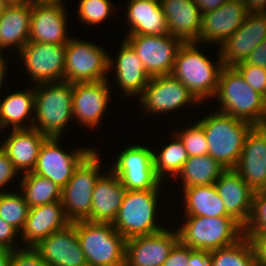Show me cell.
<instances>
[{
  "mask_svg": "<svg viewBox=\"0 0 266 266\" xmlns=\"http://www.w3.org/2000/svg\"><path fill=\"white\" fill-rule=\"evenodd\" d=\"M234 170L254 192L266 190V134L258 126L247 134Z\"/></svg>",
  "mask_w": 266,
  "mask_h": 266,
  "instance_id": "cell-22",
  "label": "cell"
},
{
  "mask_svg": "<svg viewBox=\"0 0 266 266\" xmlns=\"http://www.w3.org/2000/svg\"><path fill=\"white\" fill-rule=\"evenodd\" d=\"M177 228L179 240L192 249L212 251L244 236V227L231 216H184Z\"/></svg>",
  "mask_w": 266,
  "mask_h": 266,
  "instance_id": "cell-6",
  "label": "cell"
},
{
  "mask_svg": "<svg viewBox=\"0 0 266 266\" xmlns=\"http://www.w3.org/2000/svg\"><path fill=\"white\" fill-rule=\"evenodd\" d=\"M61 140L62 138L48 137L44 141L32 172L50 179L63 188L72 177L74 170L95 148L80 147L66 151L61 147Z\"/></svg>",
  "mask_w": 266,
  "mask_h": 266,
  "instance_id": "cell-13",
  "label": "cell"
},
{
  "mask_svg": "<svg viewBox=\"0 0 266 266\" xmlns=\"http://www.w3.org/2000/svg\"><path fill=\"white\" fill-rule=\"evenodd\" d=\"M169 34L183 43H199L202 14L194 0H160Z\"/></svg>",
  "mask_w": 266,
  "mask_h": 266,
  "instance_id": "cell-25",
  "label": "cell"
},
{
  "mask_svg": "<svg viewBox=\"0 0 266 266\" xmlns=\"http://www.w3.org/2000/svg\"><path fill=\"white\" fill-rule=\"evenodd\" d=\"M109 168L119 177L126 190L161 189L164 182L157 176L153 163V149L131 144L114 158Z\"/></svg>",
  "mask_w": 266,
  "mask_h": 266,
  "instance_id": "cell-10",
  "label": "cell"
},
{
  "mask_svg": "<svg viewBox=\"0 0 266 266\" xmlns=\"http://www.w3.org/2000/svg\"><path fill=\"white\" fill-rule=\"evenodd\" d=\"M88 266H124L126 239L112 223L73 222Z\"/></svg>",
  "mask_w": 266,
  "mask_h": 266,
  "instance_id": "cell-7",
  "label": "cell"
},
{
  "mask_svg": "<svg viewBox=\"0 0 266 266\" xmlns=\"http://www.w3.org/2000/svg\"><path fill=\"white\" fill-rule=\"evenodd\" d=\"M4 1L8 4H18V3L25 2L26 0H4Z\"/></svg>",
  "mask_w": 266,
  "mask_h": 266,
  "instance_id": "cell-54",
  "label": "cell"
},
{
  "mask_svg": "<svg viewBox=\"0 0 266 266\" xmlns=\"http://www.w3.org/2000/svg\"><path fill=\"white\" fill-rule=\"evenodd\" d=\"M186 126L188 127L177 129L175 133L183 142L189 157L208 154V142L203 128L196 121Z\"/></svg>",
  "mask_w": 266,
  "mask_h": 266,
  "instance_id": "cell-38",
  "label": "cell"
},
{
  "mask_svg": "<svg viewBox=\"0 0 266 266\" xmlns=\"http://www.w3.org/2000/svg\"><path fill=\"white\" fill-rule=\"evenodd\" d=\"M16 241H20V232L0 218V247L11 250L21 248Z\"/></svg>",
  "mask_w": 266,
  "mask_h": 266,
  "instance_id": "cell-44",
  "label": "cell"
},
{
  "mask_svg": "<svg viewBox=\"0 0 266 266\" xmlns=\"http://www.w3.org/2000/svg\"><path fill=\"white\" fill-rule=\"evenodd\" d=\"M191 266H211L209 251L191 248Z\"/></svg>",
  "mask_w": 266,
  "mask_h": 266,
  "instance_id": "cell-47",
  "label": "cell"
},
{
  "mask_svg": "<svg viewBox=\"0 0 266 266\" xmlns=\"http://www.w3.org/2000/svg\"><path fill=\"white\" fill-rule=\"evenodd\" d=\"M121 42L115 60L109 54L108 70L114 71L113 78L116 79L115 84L119 87L117 89L121 90V94H125L126 98L129 96L131 99L135 96L138 99L151 77L133 48L124 39Z\"/></svg>",
  "mask_w": 266,
  "mask_h": 266,
  "instance_id": "cell-21",
  "label": "cell"
},
{
  "mask_svg": "<svg viewBox=\"0 0 266 266\" xmlns=\"http://www.w3.org/2000/svg\"><path fill=\"white\" fill-rule=\"evenodd\" d=\"M204 130L208 155L224 168L234 169L238 163L245 139L254 127L248 121L214 110L196 121Z\"/></svg>",
  "mask_w": 266,
  "mask_h": 266,
  "instance_id": "cell-2",
  "label": "cell"
},
{
  "mask_svg": "<svg viewBox=\"0 0 266 266\" xmlns=\"http://www.w3.org/2000/svg\"><path fill=\"white\" fill-rule=\"evenodd\" d=\"M11 132V133H9ZM0 147L13 162L20 175L32 172L35 168L39 150L48 138L37 129H11Z\"/></svg>",
  "mask_w": 266,
  "mask_h": 266,
  "instance_id": "cell-27",
  "label": "cell"
},
{
  "mask_svg": "<svg viewBox=\"0 0 266 266\" xmlns=\"http://www.w3.org/2000/svg\"><path fill=\"white\" fill-rule=\"evenodd\" d=\"M245 82L266 99V68L242 62L235 66Z\"/></svg>",
  "mask_w": 266,
  "mask_h": 266,
  "instance_id": "cell-40",
  "label": "cell"
},
{
  "mask_svg": "<svg viewBox=\"0 0 266 266\" xmlns=\"http://www.w3.org/2000/svg\"><path fill=\"white\" fill-rule=\"evenodd\" d=\"M31 11L32 0L8 4L0 16V54L12 47L18 53L29 42Z\"/></svg>",
  "mask_w": 266,
  "mask_h": 266,
  "instance_id": "cell-28",
  "label": "cell"
},
{
  "mask_svg": "<svg viewBox=\"0 0 266 266\" xmlns=\"http://www.w3.org/2000/svg\"><path fill=\"white\" fill-rule=\"evenodd\" d=\"M108 169L95 184L92 207L86 221L113 223L123 202L126 189L119 177L110 168Z\"/></svg>",
  "mask_w": 266,
  "mask_h": 266,
  "instance_id": "cell-26",
  "label": "cell"
},
{
  "mask_svg": "<svg viewBox=\"0 0 266 266\" xmlns=\"http://www.w3.org/2000/svg\"><path fill=\"white\" fill-rule=\"evenodd\" d=\"M215 99L219 104L217 111L248 121L254 126L266 119V99L245 82L235 67L223 66Z\"/></svg>",
  "mask_w": 266,
  "mask_h": 266,
  "instance_id": "cell-4",
  "label": "cell"
},
{
  "mask_svg": "<svg viewBox=\"0 0 266 266\" xmlns=\"http://www.w3.org/2000/svg\"><path fill=\"white\" fill-rule=\"evenodd\" d=\"M211 266H256L250 239L244 235L237 242L209 251Z\"/></svg>",
  "mask_w": 266,
  "mask_h": 266,
  "instance_id": "cell-35",
  "label": "cell"
},
{
  "mask_svg": "<svg viewBox=\"0 0 266 266\" xmlns=\"http://www.w3.org/2000/svg\"><path fill=\"white\" fill-rule=\"evenodd\" d=\"M266 39V13H248L243 24L220 47L223 66L235 67Z\"/></svg>",
  "mask_w": 266,
  "mask_h": 266,
  "instance_id": "cell-18",
  "label": "cell"
},
{
  "mask_svg": "<svg viewBox=\"0 0 266 266\" xmlns=\"http://www.w3.org/2000/svg\"><path fill=\"white\" fill-rule=\"evenodd\" d=\"M29 207L21 192L9 190L0 193V218L19 232L24 228Z\"/></svg>",
  "mask_w": 266,
  "mask_h": 266,
  "instance_id": "cell-36",
  "label": "cell"
},
{
  "mask_svg": "<svg viewBox=\"0 0 266 266\" xmlns=\"http://www.w3.org/2000/svg\"><path fill=\"white\" fill-rule=\"evenodd\" d=\"M25 90L8 93L0 97V131L11 129H30L34 123L35 94L34 85ZM29 89V90H28ZM33 116V117H32ZM25 123V124H24Z\"/></svg>",
  "mask_w": 266,
  "mask_h": 266,
  "instance_id": "cell-30",
  "label": "cell"
},
{
  "mask_svg": "<svg viewBox=\"0 0 266 266\" xmlns=\"http://www.w3.org/2000/svg\"><path fill=\"white\" fill-rule=\"evenodd\" d=\"M173 133L170 135L172 141L163 146L159 150L160 152L153 150L155 172L161 180L168 175L170 178L172 176L175 178L181 171L184 162L189 158L183 142L175 131Z\"/></svg>",
  "mask_w": 266,
  "mask_h": 266,
  "instance_id": "cell-34",
  "label": "cell"
},
{
  "mask_svg": "<svg viewBox=\"0 0 266 266\" xmlns=\"http://www.w3.org/2000/svg\"><path fill=\"white\" fill-rule=\"evenodd\" d=\"M82 39L71 37L66 44L64 81L73 84L109 80V53L102 45Z\"/></svg>",
  "mask_w": 266,
  "mask_h": 266,
  "instance_id": "cell-9",
  "label": "cell"
},
{
  "mask_svg": "<svg viewBox=\"0 0 266 266\" xmlns=\"http://www.w3.org/2000/svg\"><path fill=\"white\" fill-rule=\"evenodd\" d=\"M65 4L32 0L29 42L67 44L68 14Z\"/></svg>",
  "mask_w": 266,
  "mask_h": 266,
  "instance_id": "cell-16",
  "label": "cell"
},
{
  "mask_svg": "<svg viewBox=\"0 0 266 266\" xmlns=\"http://www.w3.org/2000/svg\"><path fill=\"white\" fill-rule=\"evenodd\" d=\"M34 248L49 266H88L74 223L50 234Z\"/></svg>",
  "mask_w": 266,
  "mask_h": 266,
  "instance_id": "cell-20",
  "label": "cell"
},
{
  "mask_svg": "<svg viewBox=\"0 0 266 266\" xmlns=\"http://www.w3.org/2000/svg\"><path fill=\"white\" fill-rule=\"evenodd\" d=\"M99 153V150L94 149L74 170L72 177L62 188L61 203L71 223L85 220L90 215L95 184L106 171L103 170L104 164Z\"/></svg>",
  "mask_w": 266,
  "mask_h": 266,
  "instance_id": "cell-8",
  "label": "cell"
},
{
  "mask_svg": "<svg viewBox=\"0 0 266 266\" xmlns=\"http://www.w3.org/2000/svg\"><path fill=\"white\" fill-rule=\"evenodd\" d=\"M124 40L133 48L150 77L170 75L183 42L171 34L127 35Z\"/></svg>",
  "mask_w": 266,
  "mask_h": 266,
  "instance_id": "cell-14",
  "label": "cell"
},
{
  "mask_svg": "<svg viewBox=\"0 0 266 266\" xmlns=\"http://www.w3.org/2000/svg\"><path fill=\"white\" fill-rule=\"evenodd\" d=\"M42 2H47V3H60V4H65L64 0H39Z\"/></svg>",
  "mask_w": 266,
  "mask_h": 266,
  "instance_id": "cell-53",
  "label": "cell"
},
{
  "mask_svg": "<svg viewBox=\"0 0 266 266\" xmlns=\"http://www.w3.org/2000/svg\"><path fill=\"white\" fill-rule=\"evenodd\" d=\"M258 127L266 134V119Z\"/></svg>",
  "mask_w": 266,
  "mask_h": 266,
  "instance_id": "cell-55",
  "label": "cell"
},
{
  "mask_svg": "<svg viewBox=\"0 0 266 266\" xmlns=\"http://www.w3.org/2000/svg\"><path fill=\"white\" fill-rule=\"evenodd\" d=\"M244 234H266V190L254 192L252 211Z\"/></svg>",
  "mask_w": 266,
  "mask_h": 266,
  "instance_id": "cell-39",
  "label": "cell"
},
{
  "mask_svg": "<svg viewBox=\"0 0 266 266\" xmlns=\"http://www.w3.org/2000/svg\"><path fill=\"white\" fill-rule=\"evenodd\" d=\"M247 14L243 0H227L216 10L202 14L199 44L220 47L239 29Z\"/></svg>",
  "mask_w": 266,
  "mask_h": 266,
  "instance_id": "cell-19",
  "label": "cell"
},
{
  "mask_svg": "<svg viewBox=\"0 0 266 266\" xmlns=\"http://www.w3.org/2000/svg\"><path fill=\"white\" fill-rule=\"evenodd\" d=\"M33 85L64 81L66 44L28 42L16 54Z\"/></svg>",
  "mask_w": 266,
  "mask_h": 266,
  "instance_id": "cell-12",
  "label": "cell"
},
{
  "mask_svg": "<svg viewBox=\"0 0 266 266\" xmlns=\"http://www.w3.org/2000/svg\"><path fill=\"white\" fill-rule=\"evenodd\" d=\"M181 190L184 216H229L215 184L181 188Z\"/></svg>",
  "mask_w": 266,
  "mask_h": 266,
  "instance_id": "cell-31",
  "label": "cell"
},
{
  "mask_svg": "<svg viewBox=\"0 0 266 266\" xmlns=\"http://www.w3.org/2000/svg\"><path fill=\"white\" fill-rule=\"evenodd\" d=\"M10 266H49L34 247L13 250Z\"/></svg>",
  "mask_w": 266,
  "mask_h": 266,
  "instance_id": "cell-41",
  "label": "cell"
},
{
  "mask_svg": "<svg viewBox=\"0 0 266 266\" xmlns=\"http://www.w3.org/2000/svg\"><path fill=\"white\" fill-rule=\"evenodd\" d=\"M78 4L77 19L88 26L106 22L116 7L110 0H80Z\"/></svg>",
  "mask_w": 266,
  "mask_h": 266,
  "instance_id": "cell-37",
  "label": "cell"
},
{
  "mask_svg": "<svg viewBox=\"0 0 266 266\" xmlns=\"http://www.w3.org/2000/svg\"><path fill=\"white\" fill-rule=\"evenodd\" d=\"M20 173L15 169L13 162L9 159L7 154L0 147V193L7 192L6 188L13 181L15 176ZM4 189V190H1Z\"/></svg>",
  "mask_w": 266,
  "mask_h": 266,
  "instance_id": "cell-43",
  "label": "cell"
},
{
  "mask_svg": "<svg viewBox=\"0 0 266 266\" xmlns=\"http://www.w3.org/2000/svg\"><path fill=\"white\" fill-rule=\"evenodd\" d=\"M245 62L266 68V39L250 53Z\"/></svg>",
  "mask_w": 266,
  "mask_h": 266,
  "instance_id": "cell-46",
  "label": "cell"
},
{
  "mask_svg": "<svg viewBox=\"0 0 266 266\" xmlns=\"http://www.w3.org/2000/svg\"><path fill=\"white\" fill-rule=\"evenodd\" d=\"M126 6V7H124ZM123 8L126 10L127 35H163L168 34V23L160 0H129Z\"/></svg>",
  "mask_w": 266,
  "mask_h": 266,
  "instance_id": "cell-29",
  "label": "cell"
},
{
  "mask_svg": "<svg viewBox=\"0 0 266 266\" xmlns=\"http://www.w3.org/2000/svg\"><path fill=\"white\" fill-rule=\"evenodd\" d=\"M70 223L61 202L29 208L24 228L20 232V239L25 247H34L42 239Z\"/></svg>",
  "mask_w": 266,
  "mask_h": 266,
  "instance_id": "cell-24",
  "label": "cell"
},
{
  "mask_svg": "<svg viewBox=\"0 0 266 266\" xmlns=\"http://www.w3.org/2000/svg\"><path fill=\"white\" fill-rule=\"evenodd\" d=\"M13 250L0 247V266H10Z\"/></svg>",
  "mask_w": 266,
  "mask_h": 266,
  "instance_id": "cell-51",
  "label": "cell"
},
{
  "mask_svg": "<svg viewBox=\"0 0 266 266\" xmlns=\"http://www.w3.org/2000/svg\"><path fill=\"white\" fill-rule=\"evenodd\" d=\"M215 186L226 213L245 227L251 215L254 191L234 169H226Z\"/></svg>",
  "mask_w": 266,
  "mask_h": 266,
  "instance_id": "cell-23",
  "label": "cell"
},
{
  "mask_svg": "<svg viewBox=\"0 0 266 266\" xmlns=\"http://www.w3.org/2000/svg\"><path fill=\"white\" fill-rule=\"evenodd\" d=\"M20 192L29 208L61 202L60 188L56 183L33 172L21 175Z\"/></svg>",
  "mask_w": 266,
  "mask_h": 266,
  "instance_id": "cell-33",
  "label": "cell"
},
{
  "mask_svg": "<svg viewBox=\"0 0 266 266\" xmlns=\"http://www.w3.org/2000/svg\"><path fill=\"white\" fill-rule=\"evenodd\" d=\"M34 94L32 128L47 137L63 138L65 127L74 119L73 84L66 81L36 84Z\"/></svg>",
  "mask_w": 266,
  "mask_h": 266,
  "instance_id": "cell-3",
  "label": "cell"
},
{
  "mask_svg": "<svg viewBox=\"0 0 266 266\" xmlns=\"http://www.w3.org/2000/svg\"><path fill=\"white\" fill-rule=\"evenodd\" d=\"M5 58L6 56H4L3 54H0V89H1L0 94H2L3 92L1 86L3 87V84H4L3 82L6 79L5 75L7 74V71H8L7 64H9V62H7Z\"/></svg>",
  "mask_w": 266,
  "mask_h": 266,
  "instance_id": "cell-50",
  "label": "cell"
},
{
  "mask_svg": "<svg viewBox=\"0 0 266 266\" xmlns=\"http://www.w3.org/2000/svg\"><path fill=\"white\" fill-rule=\"evenodd\" d=\"M253 246L256 266H266V234H244Z\"/></svg>",
  "mask_w": 266,
  "mask_h": 266,
  "instance_id": "cell-45",
  "label": "cell"
},
{
  "mask_svg": "<svg viewBox=\"0 0 266 266\" xmlns=\"http://www.w3.org/2000/svg\"><path fill=\"white\" fill-rule=\"evenodd\" d=\"M227 0H194L197 7L200 9L201 14L216 10Z\"/></svg>",
  "mask_w": 266,
  "mask_h": 266,
  "instance_id": "cell-48",
  "label": "cell"
},
{
  "mask_svg": "<svg viewBox=\"0 0 266 266\" xmlns=\"http://www.w3.org/2000/svg\"><path fill=\"white\" fill-rule=\"evenodd\" d=\"M225 170L226 168L208 154L190 156L173 180L178 183L177 180L181 179L182 188L211 185L215 184Z\"/></svg>",
  "mask_w": 266,
  "mask_h": 266,
  "instance_id": "cell-32",
  "label": "cell"
},
{
  "mask_svg": "<svg viewBox=\"0 0 266 266\" xmlns=\"http://www.w3.org/2000/svg\"><path fill=\"white\" fill-rule=\"evenodd\" d=\"M179 241L177 229L168 227L148 235L126 240L124 266H162Z\"/></svg>",
  "mask_w": 266,
  "mask_h": 266,
  "instance_id": "cell-17",
  "label": "cell"
},
{
  "mask_svg": "<svg viewBox=\"0 0 266 266\" xmlns=\"http://www.w3.org/2000/svg\"><path fill=\"white\" fill-rule=\"evenodd\" d=\"M162 266H191V248L179 240Z\"/></svg>",
  "mask_w": 266,
  "mask_h": 266,
  "instance_id": "cell-42",
  "label": "cell"
},
{
  "mask_svg": "<svg viewBox=\"0 0 266 266\" xmlns=\"http://www.w3.org/2000/svg\"><path fill=\"white\" fill-rule=\"evenodd\" d=\"M139 106H142V113L168 114L187 105L199 107V102L178 79L170 75L151 77L149 83L138 97ZM161 113V114H160Z\"/></svg>",
  "mask_w": 266,
  "mask_h": 266,
  "instance_id": "cell-11",
  "label": "cell"
},
{
  "mask_svg": "<svg viewBox=\"0 0 266 266\" xmlns=\"http://www.w3.org/2000/svg\"><path fill=\"white\" fill-rule=\"evenodd\" d=\"M110 80L73 83V120L93 131L107 113L112 97Z\"/></svg>",
  "mask_w": 266,
  "mask_h": 266,
  "instance_id": "cell-15",
  "label": "cell"
},
{
  "mask_svg": "<svg viewBox=\"0 0 266 266\" xmlns=\"http://www.w3.org/2000/svg\"><path fill=\"white\" fill-rule=\"evenodd\" d=\"M7 6L8 3H6L4 0H0V16L3 14Z\"/></svg>",
  "mask_w": 266,
  "mask_h": 266,
  "instance_id": "cell-52",
  "label": "cell"
},
{
  "mask_svg": "<svg viewBox=\"0 0 266 266\" xmlns=\"http://www.w3.org/2000/svg\"><path fill=\"white\" fill-rule=\"evenodd\" d=\"M199 43H183L177 52L171 75L178 79L200 105L214 98L223 68L219 49L215 63L199 49ZM218 58V59H217Z\"/></svg>",
  "mask_w": 266,
  "mask_h": 266,
  "instance_id": "cell-1",
  "label": "cell"
},
{
  "mask_svg": "<svg viewBox=\"0 0 266 266\" xmlns=\"http://www.w3.org/2000/svg\"><path fill=\"white\" fill-rule=\"evenodd\" d=\"M161 190H126L123 202L112 223L115 230L126 240L153 234L165 228L164 223L161 224L157 218L159 213L157 208H161L158 207V198L161 195L160 192H163Z\"/></svg>",
  "mask_w": 266,
  "mask_h": 266,
  "instance_id": "cell-5",
  "label": "cell"
},
{
  "mask_svg": "<svg viewBox=\"0 0 266 266\" xmlns=\"http://www.w3.org/2000/svg\"><path fill=\"white\" fill-rule=\"evenodd\" d=\"M247 13H266V0H243Z\"/></svg>",
  "mask_w": 266,
  "mask_h": 266,
  "instance_id": "cell-49",
  "label": "cell"
}]
</instances>
